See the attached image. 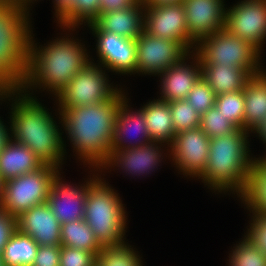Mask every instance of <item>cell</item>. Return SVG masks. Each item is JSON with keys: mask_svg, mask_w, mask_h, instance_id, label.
<instances>
[{"mask_svg": "<svg viewBox=\"0 0 266 266\" xmlns=\"http://www.w3.org/2000/svg\"><path fill=\"white\" fill-rule=\"evenodd\" d=\"M223 0H183L186 24L190 34V49L225 27ZM196 43V45H195Z\"/></svg>", "mask_w": 266, "mask_h": 266, "instance_id": "14", "label": "cell"}, {"mask_svg": "<svg viewBox=\"0 0 266 266\" xmlns=\"http://www.w3.org/2000/svg\"><path fill=\"white\" fill-rule=\"evenodd\" d=\"M6 127L7 126H5L0 119V153L6 147L7 143L11 140V134L8 131L10 129H7Z\"/></svg>", "mask_w": 266, "mask_h": 266, "instance_id": "42", "label": "cell"}, {"mask_svg": "<svg viewBox=\"0 0 266 266\" xmlns=\"http://www.w3.org/2000/svg\"><path fill=\"white\" fill-rule=\"evenodd\" d=\"M144 9L142 2L137 1L127 9L109 11L98 15L88 27L92 31L115 33L128 39L136 40L144 27Z\"/></svg>", "mask_w": 266, "mask_h": 266, "instance_id": "19", "label": "cell"}, {"mask_svg": "<svg viewBox=\"0 0 266 266\" xmlns=\"http://www.w3.org/2000/svg\"><path fill=\"white\" fill-rule=\"evenodd\" d=\"M94 62L88 63L55 97L59 111L69 107L94 105L111 99L119 90L109 84L107 74ZM106 74V75H105Z\"/></svg>", "mask_w": 266, "mask_h": 266, "instance_id": "9", "label": "cell"}, {"mask_svg": "<svg viewBox=\"0 0 266 266\" xmlns=\"http://www.w3.org/2000/svg\"><path fill=\"white\" fill-rule=\"evenodd\" d=\"M216 95L213 89L201 77L186 97L194 109L202 115L215 106Z\"/></svg>", "mask_w": 266, "mask_h": 266, "instance_id": "35", "label": "cell"}, {"mask_svg": "<svg viewBox=\"0 0 266 266\" xmlns=\"http://www.w3.org/2000/svg\"><path fill=\"white\" fill-rule=\"evenodd\" d=\"M244 104L243 90L220 94L215 99V107L221 110L237 129H244Z\"/></svg>", "mask_w": 266, "mask_h": 266, "instance_id": "30", "label": "cell"}, {"mask_svg": "<svg viewBox=\"0 0 266 266\" xmlns=\"http://www.w3.org/2000/svg\"><path fill=\"white\" fill-rule=\"evenodd\" d=\"M127 102L128 100L126 96L120 101V107L116 115L113 141L111 143V150H124L129 148L141 147L152 141L147 130L142 109L140 108L135 112L132 110L130 111ZM131 132L132 133L135 132V134L138 133L140 134V135L138 134V136L141 137H139L140 139L139 138L137 139V142L136 140L133 143L131 141L129 142L128 140L125 141L126 137L129 138L128 133H130L131 136Z\"/></svg>", "mask_w": 266, "mask_h": 266, "instance_id": "21", "label": "cell"}, {"mask_svg": "<svg viewBox=\"0 0 266 266\" xmlns=\"http://www.w3.org/2000/svg\"><path fill=\"white\" fill-rule=\"evenodd\" d=\"M187 54L177 41L155 37L143 30L136 38V73L160 75Z\"/></svg>", "mask_w": 266, "mask_h": 266, "instance_id": "10", "label": "cell"}, {"mask_svg": "<svg viewBox=\"0 0 266 266\" xmlns=\"http://www.w3.org/2000/svg\"><path fill=\"white\" fill-rule=\"evenodd\" d=\"M164 145L159 141H151L141 147L129 148L124 150H111L110 154L102 165L103 168L117 166L132 175H143L150 173L151 170L161 162L162 149L158 145ZM161 150V151H160ZM161 152V153H160Z\"/></svg>", "mask_w": 266, "mask_h": 266, "instance_id": "20", "label": "cell"}, {"mask_svg": "<svg viewBox=\"0 0 266 266\" xmlns=\"http://www.w3.org/2000/svg\"><path fill=\"white\" fill-rule=\"evenodd\" d=\"M124 97L120 89L100 104L69 107L59 112L60 123H63L77 156L97 171L110 154L116 115Z\"/></svg>", "mask_w": 266, "mask_h": 266, "instance_id": "1", "label": "cell"}, {"mask_svg": "<svg viewBox=\"0 0 266 266\" xmlns=\"http://www.w3.org/2000/svg\"><path fill=\"white\" fill-rule=\"evenodd\" d=\"M229 266H266V256L245 236L232 250Z\"/></svg>", "mask_w": 266, "mask_h": 266, "instance_id": "33", "label": "cell"}, {"mask_svg": "<svg viewBox=\"0 0 266 266\" xmlns=\"http://www.w3.org/2000/svg\"><path fill=\"white\" fill-rule=\"evenodd\" d=\"M17 0H0V2H11V3H15Z\"/></svg>", "mask_w": 266, "mask_h": 266, "instance_id": "48", "label": "cell"}, {"mask_svg": "<svg viewBox=\"0 0 266 266\" xmlns=\"http://www.w3.org/2000/svg\"><path fill=\"white\" fill-rule=\"evenodd\" d=\"M249 131L236 129L225 136L210 139L207 166L198 177L212 190L233 191L241 197L249 182V174L255 157H250ZM251 158V159H250ZM239 193V194H238Z\"/></svg>", "mask_w": 266, "mask_h": 266, "instance_id": "4", "label": "cell"}, {"mask_svg": "<svg viewBox=\"0 0 266 266\" xmlns=\"http://www.w3.org/2000/svg\"><path fill=\"white\" fill-rule=\"evenodd\" d=\"M0 266H5V263L2 258V254H0Z\"/></svg>", "mask_w": 266, "mask_h": 266, "instance_id": "47", "label": "cell"}, {"mask_svg": "<svg viewBox=\"0 0 266 266\" xmlns=\"http://www.w3.org/2000/svg\"><path fill=\"white\" fill-rule=\"evenodd\" d=\"M100 0H75L74 9L59 23L67 30H75L76 27L92 24L99 15Z\"/></svg>", "mask_w": 266, "mask_h": 266, "instance_id": "31", "label": "cell"}, {"mask_svg": "<svg viewBox=\"0 0 266 266\" xmlns=\"http://www.w3.org/2000/svg\"><path fill=\"white\" fill-rule=\"evenodd\" d=\"M261 159L266 163V157H262Z\"/></svg>", "mask_w": 266, "mask_h": 266, "instance_id": "50", "label": "cell"}, {"mask_svg": "<svg viewBox=\"0 0 266 266\" xmlns=\"http://www.w3.org/2000/svg\"><path fill=\"white\" fill-rule=\"evenodd\" d=\"M3 188H4V181H3L2 177L0 176V203H1L2 197H3Z\"/></svg>", "mask_w": 266, "mask_h": 266, "instance_id": "46", "label": "cell"}, {"mask_svg": "<svg viewBox=\"0 0 266 266\" xmlns=\"http://www.w3.org/2000/svg\"><path fill=\"white\" fill-rule=\"evenodd\" d=\"M168 104L175 133L200 127L201 115L186 99L172 100Z\"/></svg>", "mask_w": 266, "mask_h": 266, "instance_id": "32", "label": "cell"}, {"mask_svg": "<svg viewBox=\"0 0 266 266\" xmlns=\"http://www.w3.org/2000/svg\"><path fill=\"white\" fill-rule=\"evenodd\" d=\"M16 230L17 218L0 208V254Z\"/></svg>", "mask_w": 266, "mask_h": 266, "instance_id": "39", "label": "cell"}, {"mask_svg": "<svg viewBox=\"0 0 266 266\" xmlns=\"http://www.w3.org/2000/svg\"><path fill=\"white\" fill-rule=\"evenodd\" d=\"M225 10V29L260 52L266 40V0H244Z\"/></svg>", "mask_w": 266, "mask_h": 266, "instance_id": "11", "label": "cell"}, {"mask_svg": "<svg viewBox=\"0 0 266 266\" xmlns=\"http://www.w3.org/2000/svg\"><path fill=\"white\" fill-rule=\"evenodd\" d=\"M200 128L210 139L225 136L237 129L215 106L201 115Z\"/></svg>", "mask_w": 266, "mask_h": 266, "instance_id": "34", "label": "cell"}, {"mask_svg": "<svg viewBox=\"0 0 266 266\" xmlns=\"http://www.w3.org/2000/svg\"><path fill=\"white\" fill-rule=\"evenodd\" d=\"M253 218L246 236L266 256V213L252 211Z\"/></svg>", "mask_w": 266, "mask_h": 266, "instance_id": "37", "label": "cell"}, {"mask_svg": "<svg viewBox=\"0 0 266 266\" xmlns=\"http://www.w3.org/2000/svg\"><path fill=\"white\" fill-rule=\"evenodd\" d=\"M43 165L34 152L12 139L0 153V176L4 182L34 172Z\"/></svg>", "mask_w": 266, "mask_h": 266, "instance_id": "22", "label": "cell"}, {"mask_svg": "<svg viewBox=\"0 0 266 266\" xmlns=\"http://www.w3.org/2000/svg\"><path fill=\"white\" fill-rule=\"evenodd\" d=\"M28 92L21 88L6 89L0 98L15 97L10 115L11 139L28 147L43 164L60 169L66 153L62 133L48 110Z\"/></svg>", "mask_w": 266, "mask_h": 266, "instance_id": "2", "label": "cell"}, {"mask_svg": "<svg viewBox=\"0 0 266 266\" xmlns=\"http://www.w3.org/2000/svg\"><path fill=\"white\" fill-rule=\"evenodd\" d=\"M3 91H4V89L0 86V98L2 96Z\"/></svg>", "mask_w": 266, "mask_h": 266, "instance_id": "49", "label": "cell"}, {"mask_svg": "<svg viewBox=\"0 0 266 266\" xmlns=\"http://www.w3.org/2000/svg\"><path fill=\"white\" fill-rule=\"evenodd\" d=\"M16 218L17 229L39 246L61 245V224L47 202L33 206Z\"/></svg>", "mask_w": 266, "mask_h": 266, "instance_id": "17", "label": "cell"}, {"mask_svg": "<svg viewBox=\"0 0 266 266\" xmlns=\"http://www.w3.org/2000/svg\"><path fill=\"white\" fill-rule=\"evenodd\" d=\"M252 132H256L259 138L261 137V140L266 143V118Z\"/></svg>", "mask_w": 266, "mask_h": 266, "instance_id": "44", "label": "cell"}, {"mask_svg": "<svg viewBox=\"0 0 266 266\" xmlns=\"http://www.w3.org/2000/svg\"><path fill=\"white\" fill-rule=\"evenodd\" d=\"M185 17L182 3L145 6L143 30L155 37L175 40L189 53L190 34Z\"/></svg>", "mask_w": 266, "mask_h": 266, "instance_id": "13", "label": "cell"}, {"mask_svg": "<svg viewBox=\"0 0 266 266\" xmlns=\"http://www.w3.org/2000/svg\"><path fill=\"white\" fill-rule=\"evenodd\" d=\"M210 138L200 127L176 133L169 155L183 175L199 177L207 166Z\"/></svg>", "mask_w": 266, "mask_h": 266, "instance_id": "12", "label": "cell"}, {"mask_svg": "<svg viewBox=\"0 0 266 266\" xmlns=\"http://www.w3.org/2000/svg\"><path fill=\"white\" fill-rule=\"evenodd\" d=\"M69 37L54 39L38 48L30 34L27 69L20 86L23 92L36 86L40 89L44 87L43 90L47 88L56 95L91 62L84 45Z\"/></svg>", "mask_w": 266, "mask_h": 266, "instance_id": "3", "label": "cell"}, {"mask_svg": "<svg viewBox=\"0 0 266 266\" xmlns=\"http://www.w3.org/2000/svg\"><path fill=\"white\" fill-rule=\"evenodd\" d=\"M243 95L244 129L252 132L266 118V70L248 80Z\"/></svg>", "mask_w": 266, "mask_h": 266, "instance_id": "24", "label": "cell"}, {"mask_svg": "<svg viewBox=\"0 0 266 266\" xmlns=\"http://www.w3.org/2000/svg\"><path fill=\"white\" fill-rule=\"evenodd\" d=\"M182 1L183 0H144L142 3L144 6H159L182 3Z\"/></svg>", "mask_w": 266, "mask_h": 266, "instance_id": "43", "label": "cell"}, {"mask_svg": "<svg viewBox=\"0 0 266 266\" xmlns=\"http://www.w3.org/2000/svg\"><path fill=\"white\" fill-rule=\"evenodd\" d=\"M38 246L34 239L17 229L3 249L5 266H32Z\"/></svg>", "mask_w": 266, "mask_h": 266, "instance_id": "26", "label": "cell"}, {"mask_svg": "<svg viewBox=\"0 0 266 266\" xmlns=\"http://www.w3.org/2000/svg\"><path fill=\"white\" fill-rule=\"evenodd\" d=\"M59 169L44 164L34 172L4 182L0 208L18 217L33 206L47 202L53 177Z\"/></svg>", "mask_w": 266, "mask_h": 266, "instance_id": "8", "label": "cell"}, {"mask_svg": "<svg viewBox=\"0 0 266 266\" xmlns=\"http://www.w3.org/2000/svg\"><path fill=\"white\" fill-rule=\"evenodd\" d=\"M193 49L201 64H224L243 68L251 76L264 71L260 66V51L225 28L201 39Z\"/></svg>", "mask_w": 266, "mask_h": 266, "instance_id": "7", "label": "cell"}, {"mask_svg": "<svg viewBox=\"0 0 266 266\" xmlns=\"http://www.w3.org/2000/svg\"><path fill=\"white\" fill-rule=\"evenodd\" d=\"M29 13L11 2H0V86L20 88L28 61Z\"/></svg>", "mask_w": 266, "mask_h": 266, "instance_id": "5", "label": "cell"}, {"mask_svg": "<svg viewBox=\"0 0 266 266\" xmlns=\"http://www.w3.org/2000/svg\"><path fill=\"white\" fill-rule=\"evenodd\" d=\"M240 199L249 211L266 213V163L261 157L255 158L249 174L248 187Z\"/></svg>", "mask_w": 266, "mask_h": 266, "instance_id": "27", "label": "cell"}, {"mask_svg": "<svg viewBox=\"0 0 266 266\" xmlns=\"http://www.w3.org/2000/svg\"><path fill=\"white\" fill-rule=\"evenodd\" d=\"M103 67L120 74L136 73V40L106 31H93Z\"/></svg>", "mask_w": 266, "mask_h": 266, "instance_id": "16", "label": "cell"}, {"mask_svg": "<svg viewBox=\"0 0 266 266\" xmlns=\"http://www.w3.org/2000/svg\"><path fill=\"white\" fill-rule=\"evenodd\" d=\"M55 15L60 23L73 9L75 0H54Z\"/></svg>", "mask_w": 266, "mask_h": 266, "instance_id": "41", "label": "cell"}, {"mask_svg": "<svg viewBox=\"0 0 266 266\" xmlns=\"http://www.w3.org/2000/svg\"><path fill=\"white\" fill-rule=\"evenodd\" d=\"M192 52L193 50L175 65L170 66L160 74V77L163 79H161L162 87H160V90L162 92L160 93L161 97L159 99L165 100L166 102L186 99L193 86L201 78V61L195 52L192 55L194 64L187 65L185 63V60H188Z\"/></svg>", "mask_w": 266, "mask_h": 266, "instance_id": "18", "label": "cell"}, {"mask_svg": "<svg viewBox=\"0 0 266 266\" xmlns=\"http://www.w3.org/2000/svg\"><path fill=\"white\" fill-rule=\"evenodd\" d=\"M60 266H96L97 256L93 252L61 245Z\"/></svg>", "mask_w": 266, "mask_h": 266, "instance_id": "36", "label": "cell"}, {"mask_svg": "<svg viewBox=\"0 0 266 266\" xmlns=\"http://www.w3.org/2000/svg\"><path fill=\"white\" fill-rule=\"evenodd\" d=\"M201 77L217 96L243 90L252 76L243 68L228 67L224 64H201Z\"/></svg>", "mask_w": 266, "mask_h": 266, "instance_id": "23", "label": "cell"}, {"mask_svg": "<svg viewBox=\"0 0 266 266\" xmlns=\"http://www.w3.org/2000/svg\"><path fill=\"white\" fill-rule=\"evenodd\" d=\"M102 180L97 173L87 189L84 220L101 246L116 245L125 241V207L114 189Z\"/></svg>", "mask_w": 266, "mask_h": 266, "instance_id": "6", "label": "cell"}, {"mask_svg": "<svg viewBox=\"0 0 266 266\" xmlns=\"http://www.w3.org/2000/svg\"><path fill=\"white\" fill-rule=\"evenodd\" d=\"M61 245L93 252L96 256L102 248L84 219L61 224Z\"/></svg>", "mask_w": 266, "mask_h": 266, "instance_id": "28", "label": "cell"}, {"mask_svg": "<svg viewBox=\"0 0 266 266\" xmlns=\"http://www.w3.org/2000/svg\"><path fill=\"white\" fill-rule=\"evenodd\" d=\"M61 245L38 246L32 266H60Z\"/></svg>", "mask_w": 266, "mask_h": 266, "instance_id": "38", "label": "cell"}, {"mask_svg": "<svg viewBox=\"0 0 266 266\" xmlns=\"http://www.w3.org/2000/svg\"><path fill=\"white\" fill-rule=\"evenodd\" d=\"M137 0H100L99 14L133 6Z\"/></svg>", "mask_w": 266, "mask_h": 266, "instance_id": "40", "label": "cell"}, {"mask_svg": "<svg viewBox=\"0 0 266 266\" xmlns=\"http://www.w3.org/2000/svg\"><path fill=\"white\" fill-rule=\"evenodd\" d=\"M141 109L152 141L166 143L169 147L176 133L168 102L161 99L149 101Z\"/></svg>", "mask_w": 266, "mask_h": 266, "instance_id": "25", "label": "cell"}, {"mask_svg": "<svg viewBox=\"0 0 266 266\" xmlns=\"http://www.w3.org/2000/svg\"><path fill=\"white\" fill-rule=\"evenodd\" d=\"M32 1H34V0H17L14 4H16L17 6L21 7L24 11L29 13V9L28 8H31V7H28V6L31 3H33Z\"/></svg>", "mask_w": 266, "mask_h": 266, "instance_id": "45", "label": "cell"}, {"mask_svg": "<svg viewBox=\"0 0 266 266\" xmlns=\"http://www.w3.org/2000/svg\"><path fill=\"white\" fill-rule=\"evenodd\" d=\"M92 176V179L90 176V181L80 187L62 183L64 181H61L59 171L53 177L47 203L60 224L84 219L87 189L97 177Z\"/></svg>", "mask_w": 266, "mask_h": 266, "instance_id": "15", "label": "cell"}, {"mask_svg": "<svg viewBox=\"0 0 266 266\" xmlns=\"http://www.w3.org/2000/svg\"><path fill=\"white\" fill-rule=\"evenodd\" d=\"M122 242L104 245L97 254V266H143L140 256L133 248Z\"/></svg>", "mask_w": 266, "mask_h": 266, "instance_id": "29", "label": "cell"}]
</instances>
